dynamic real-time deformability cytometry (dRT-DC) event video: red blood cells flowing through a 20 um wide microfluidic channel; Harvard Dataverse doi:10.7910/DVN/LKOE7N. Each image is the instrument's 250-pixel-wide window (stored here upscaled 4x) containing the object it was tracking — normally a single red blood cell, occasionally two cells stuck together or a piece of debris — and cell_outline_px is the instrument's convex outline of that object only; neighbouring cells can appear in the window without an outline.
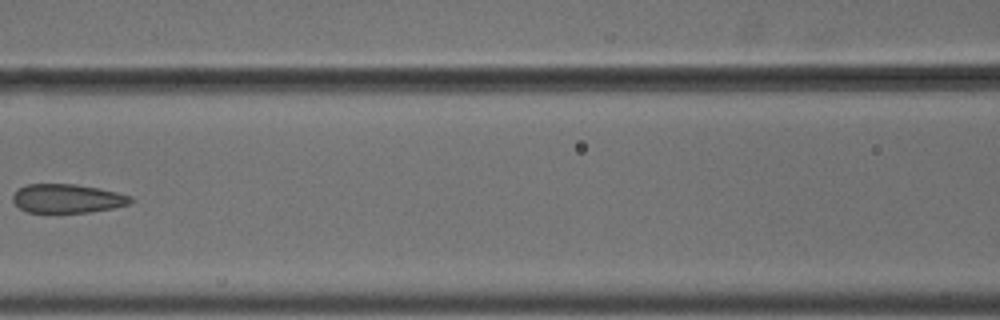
{"species": "common noctule bat (a hibernating species)", "species_latin": "Nyctalus noctula", "temperature_condition": "cold", "stored_images_in_passage": 8, "camera_frame_rate_fps": 3000, "um_per_image_px": 0.085, "animal": {"sex": "male", "body_mass_g": 18.8}, "frame": {"image": 1, "passage_image": 7, "time_ms": 2.0, "image_size_px": [1000, 320], "cell_outline_px": [[136, 200], [132, 204], [112, 208], [88, 212], [28, 212], [20, 208], [12, 200], [12, 196], [20, 188], [28, 184], [76, 184], [100, 188], [132, 196]], "centroid_in_image_um": [5.79, 16.87], "position_along_channel_um": 160.8, "area_um2": 19.83}}
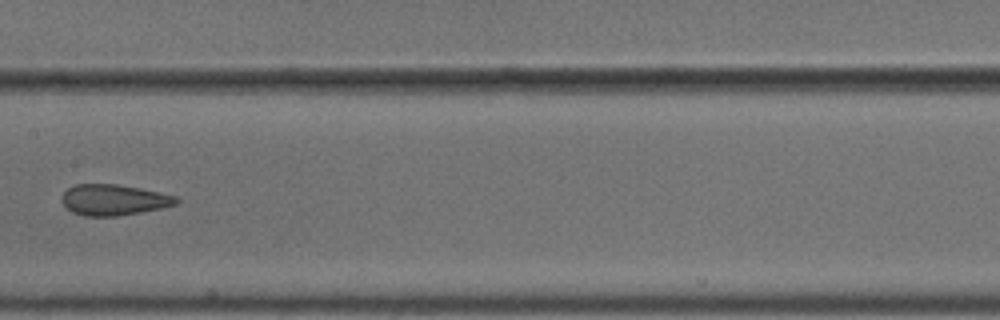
{"frame": {"image": 2, "passage_image": 8, "time_ms": 2.333, "image_size_px": [1000, 320], "cell_outline_px": [[180, 200], [176, 204], [160, 208], [140, 212], [116, 216], [84, 216], [72, 212], [60, 200], [60, 196], [68, 188], [76, 184], [116, 184], [140, 188], [176, 196]], "centroid_in_image_um": [9.64, 16.98], "position_along_channel_um": 197.8, "area_um2": 20.52}}